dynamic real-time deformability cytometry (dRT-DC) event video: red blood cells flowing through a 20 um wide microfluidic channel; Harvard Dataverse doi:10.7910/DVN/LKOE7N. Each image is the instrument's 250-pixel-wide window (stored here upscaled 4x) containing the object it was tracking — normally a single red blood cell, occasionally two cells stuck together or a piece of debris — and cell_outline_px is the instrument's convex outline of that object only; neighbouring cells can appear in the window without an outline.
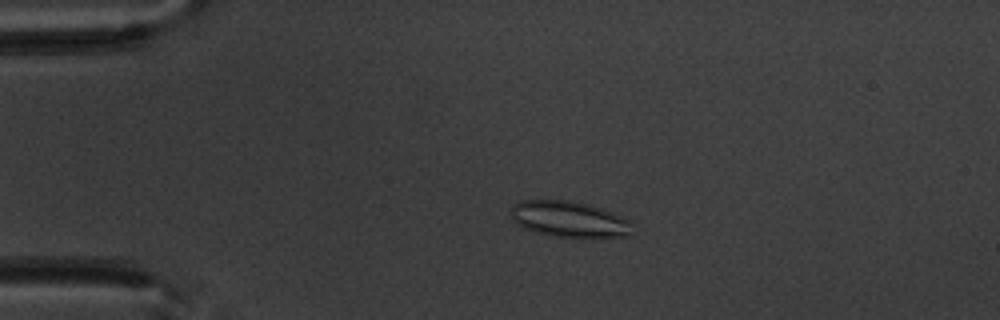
{"species": "common noctule bat (a hibernating species)", "species_latin": "Nyctalus noctula", "temperature_condition": "warm", "stored_images_in_passage": 5, "camera_frame_rate_fps": 3000, "um_per_image_px": 0.085, "animal": {"sex": "male", "body_mass_g": 20.1, "forearm_length_mm": 53.5}, "frame": {"image": 1, "passage_image": 4, "time_ms": 3.333, "image_size_px": [1000, 320], "cell_outline_px": [[628, 236], [592, 240], [580, 240], [552, 236], [520, 228], [512, 220], [512, 204], [520, 200], [572, 200], [588, 204], [600, 208], [620, 216], [628, 220]], "centroid_in_image_um": [48.32, 18.68], "position_along_channel_um": 36.7, "area_um2": 26.18}}